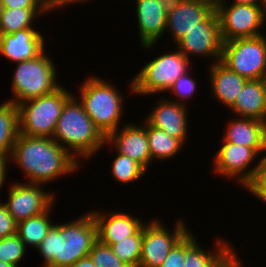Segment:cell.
<instances>
[{"instance_id": "1", "label": "cell", "mask_w": 266, "mask_h": 267, "mask_svg": "<svg viewBox=\"0 0 266 267\" xmlns=\"http://www.w3.org/2000/svg\"><path fill=\"white\" fill-rule=\"evenodd\" d=\"M10 162L25 177L26 183L48 186L60 177L75 174L82 164L53 138L18 134Z\"/></svg>"}, {"instance_id": "2", "label": "cell", "mask_w": 266, "mask_h": 267, "mask_svg": "<svg viewBox=\"0 0 266 267\" xmlns=\"http://www.w3.org/2000/svg\"><path fill=\"white\" fill-rule=\"evenodd\" d=\"M97 239V224L88 211L72 221L54 223L36 250L43 267H69L87 257Z\"/></svg>"}, {"instance_id": "3", "label": "cell", "mask_w": 266, "mask_h": 267, "mask_svg": "<svg viewBox=\"0 0 266 267\" xmlns=\"http://www.w3.org/2000/svg\"><path fill=\"white\" fill-rule=\"evenodd\" d=\"M53 139L82 164L94 158L106 142L74 95L63 107Z\"/></svg>"}, {"instance_id": "4", "label": "cell", "mask_w": 266, "mask_h": 267, "mask_svg": "<svg viewBox=\"0 0 266 267\" xmlns=\"http://www.w3.org/2000/svg\"><path fill=\"white\" fill-rule=\"evenodd\" d=\"M106 80L96 74L89 75L80 83L77 94H73L105 137L122 126L125 111L123 92Z\"/></svg>"}, {"instance_id": "5", "label": "cell", "mask_w": 266, "mask_h": 267, "mask_svg": "<svg viewBox=\"0 0 266 267\" xmlns=\"http://www.w3.org/2000/svg\"><path fill=\"white\" fill-rule=\"evenodd\" d=\"M175 49L174 52L160 54L141 66L128 83L130 94L126 96V100L131 94L149 97L152 94L166 93L177 79L193 69L191 60L176 47Z\"/></svg>"}, {"instance_id": "6", "label": "cell", "mask_w": 266, "mask_h": 267, "mask_svg": "<svg viewBox=\"0 0 266 267\" xmlns=\"http://www.w3.org/2000/svg\"><path fill=\"white\" fill-rule=\"evenodd\" d=\"M45 48L33 59L15 63L11 81L12 98L9 101L17 105L25 100L48 95L61 87L58 80L57 65ZM48 54V55H47Z\"/></svg>"}, {"instance_id": "7", "label": "cell", "mask_w": 266, "mask_h": 267, "mask_svg": "<svg viewBox=\"0 0 266 267\" xmlns=\"http://www.w3.org/2000/svg\"><path fill=\"white\" fill-rule=\"evenodd\" d=\"M72 96L73 93L62 84L53 93L17 104L19 133L53 138L63 107Z\"/></svg>"}, {"instance_id": "8", "label": "cell", "mask_w": 266, "mask_h": 267, "mask_svg": "<svg viewBox=\"0 0 266 267\" xmlns=\"http://www.w3.org/2000/svg\"><path fill=\"white\" fill-rule=\"evenodd\" d=\"M215 10L219 17L223 42L264 35L261 28L266 27V8L263 5L215 0Z\"/></svg>"}, {"instance_id": "9", "label": "cell", "mask_w": 266, "mask_h": 267, "mask_svg": "<svg viewBox=\"0 0 266 267\" xmlns=\"http://www.w3.org/2000/svg\"><path fill=\"white\" fill-rule=\"evenodd\" d=\"M265 35L223 42L220 62L248 80L266 79Z\"/></svg>"}, {"instance_id": "10", "label": "cell", "mask_w": 266, "mask_h": 267, "mask_svg": "<svg viewBox=\"0 0 266 267\" xmlns=\"http://www.w3.org/2000/svg\"><path fill=\"white\" fill-rule=\"evenodd\" d=\"M162 222L160 218H152L143 225L139 267H160L173 246L191 230L181 217L172 229Z\"/></svg>"}, {"instance_id": "11", "label": "cell", "mask_w": 266, "mask_h": 267, "mask_svg": "<svg viewBox=\"0 0 266 267\" xmlns=\"http://www.w3.org/2000/svg\"><path fill=\"white\" fill-rule=\"evenodd\" d=\"M220 145L213 155L212 172L223 179L236 180L240 187L246 188L254 179L261 156L253 148L243 145L230 142H222ZM256 160L257 164L254 163Z\"/></svg>"}, {"instance_id": "12", "label": "cell", "mask_w": 266, "mask_h": 267, "mask_svg": "<svg viewBox=\"0 0 266 267\" xmlns=\"http://www.w3.org/2000/svg\"><path fill=\"white\" fill-rule=\"evenodd\" d=\"M22 182H11L3 200L16 223L45 212L57 200L56 192L44 190L46 185Z\"/></svg>"}, {"instance_id": "13", "label": "cell", "mask_w": 266, "mask_h": 267, "mask_svg": "<svg viewBox=\"0 0 266 267\" xmlns=\"http://www.w3.org/2000/svg\"><path fill=\"white\" fill-rule=\"evenodd\" d=\"M176 48L188 59L197 56L200 59L210 58L209 64L221 60L223 41L220 33V22L214 10L199 26L186 33L176 44Z\"/></svg>"}, {"instance_id": "14", "label": "cell", "mask_w": 266, "mask_h": 267, "mask_svg": "<svg viewBox=\"0 0 266 267\" xmlns=\"http://www.w3.org/2000/svg\"><path fill=\"white\" fill-rule=\"evenodd\" d=\"M140 122L142 124H133V122L122 124L120 128L114 130L106 137L103 147H114V151L128 156L148 170L152 166L153 161L146 134V121L142 120Z\"/></svg>"}, {"instance_id": "15", "label": "cell", "mask_w": 266, "mask_h": 267, "mask_svg": "<svg viewBox=\"0 0 266 267\" xmlns=\"http://www.w3.org/2000/svg\"><path fill=\"white\" fill-rule=\"evenodd\" d=\"M135 17L140 47L145 52L153 49L161 41L166 31L167 13L160 0H134ZM162 36V37H161Z\"/></svg>"}, {"instance_id": "16", "label": "cell", "mask_w": 266, "mask_h": 267, "mask_svg": "<svg viewBox=\"0 0 266 267\" xmlns=\"http://www.w3.org/2000/svg\"><path fill=\"white\" fill-rule=\"evenodd\" d=\"M165 96V98H164ZM147 114L144 120L151 126L165 131L172 137L179 139L184 145L188 143L189 106L171 101L164 95Z\"/></svg>"}, {"instance_id": "17", "label": "cell", "mask_w": 266, "mask_h": 267, "mask_svg": "<svg viewBox=\"0 0 266 267\" xmlns=\"http://www.w3.org/2000/svg\"><path fill=\"white\" fill-rule=\"evenodd\" d=\"M215 10V0H183L167 14L166 31L175 45Z\"/></svg>"}, {"instance_id": "18", "label": "cell", "mask_w": 266, "mask_h": 267, "mask_svg": "<svg viewBox=\"0 0 266 267\" xmlns=\"http://www.w3.org/2000/svg\"><path fill=\"white\" fill-rule=\"evenodd\" d=\"M97 224V237L102 243L111 245L115 240H123L134 235L146 222L134 214L112 210H90Z\"/></svg>"}, {"instance_id": "19", "label": "cell", "mask_w": 266, "mask_h": 267, "mask_svg": "<svg viewBox=\"0 0 266 267\" xmlns=\"http://www.w3.org/2000/svg\"><path fill=\"white\" fill-rule=\"evenodd\" d=\"M196 240L190 230L185 234L184 267H224L237 254L236 249L225 238L217 236L215 247L212 246L213 249L210 247L209 250Z\"/></svg>"}, {"instance_id": "20", "label": "cell", "mask_w": 266, "mask_h": 267, "mask_svg": "<svg viewBox=\"0 0 266 267\" xmlns=\"http://www.w3.org/2000/svg\"><path fill=\"white\" fill-rule=\"evenodd\" d=\"M38 30L37 27L25 28L12 34L0 35V55L14 64L35 58L46 48L47 37Z\"/></svg>"}, {"instance_id": "21", "label": "cell", "mask_w": 266, "mask_h": 267, "mask_svg": "<svg viewBox=\"0 0 266 267\" xmlns=\"http://www.w3.org/2000/svg\"><path fill=\"white\" fill-rule=\"evenodd\" d=\"M222 142L253 148L260 156L266 153V123L245 117H232L225 124Z\"/></svg>"}, {"instance_id": "22", "label": "cell", "mask_w": 266, "mask_h": 267, "mask_svg": "<svg viewBox=\"0 0 266 267\" xmlns=\"http://www.w3.org/2000/svg\"><path fill=\"white\" fill-rule=\"evenodd\" d=\"M209 87L212 99L224 105L227 110L234 104L238 94L243 89L245 77L229 70L220 61L211 63L208 67Z\"/></svg>"}, {"instance_id": "23", "label": "cell", "mask_w": 266, "mask_h": 267, "mask_svg": "<svg viewBox=\"0 0 266 267\" xmlns=\"http://www.w3.org/2000/svg\"><path fill=\"white\" fill-rule=\"evenodd\" d=\"M228 110L232 116L253 118L266 123V79L247 80Z\"/></svg>"}, {"instance_id": "24", "label": "cell", "mask_w": 266, "mask_h": 267, "mask_svg": "<svg viewBox=\"0 0 266 267\" xmlns=\"http://www.w3.org/2000/svg\"><path fill=\"white\" fill-rule=\"evenodd\" d=\"M54 204L56 203L54 202L45 212L17 223V234L26 248L29 246L37 249L55 223L53 218L51 220Z\"/></svg>"}, {"instance_id": "25", "label": "cell", "mask_w": 266, "mask_h": 267, "mask_svg": "<svg viewBox=\"0 0 266 267\" xmlns=\"http://www.w3.org/2000/svg\"><path fill=\"white\" fill-rule=\"evenodd\" d=\"M50 12L46 8H3L0 16V35L12 34L25 28H35L39 17ZM36 21V22H35Z\"/></svg>"}, {"instance_id": "26", "label": "cell", "mask_w": 266, "mask_h": 267, "mask_svg": "<svg viewBox=\"0 0 266 267\" xmlns=\"http://www.w3.org/2000/svg\"><path fill=\"white\" fill-rule=\"evenodd\" d=\"M146 134L148 145L151 152V159L155 161H164L175 159L180 154L185 145L177 138L170 136L165 131L155 128L146 122Z\"/></svg>"}, {"instance_id": "27", "label": "cell", "mask_w": 266, "mask_h": 267, "mask_svg": "<svg viewBox=\"0 0 266 267\" xmlns=\"http://www.w3.org/2000/svg\"><path fill=\"white\" fill-rule=\"evenodd\" d=\"M19 134L18 108L9 100L0 104V155L10 156Z\"/></svg>"}, {"instance_id": "28", "label": "cell", "mask_w": 266, "mask_h": 267, "mask_svg": "<svg viewBox=\"0 0 266 267\" xmlns=\"http://www.w3.org/2000/svg\"><path fill=\"white\" fill-rule=\"evenodd\" d=\"M114 159L110 166L112 178L122 185L135 183L142 179L148 172L141 164L128 156L122 155L115 151Z\"/></svg>"}, {"instance_id": "29", "label": "cell", "mask_w": 266, "mask_h": 267, "mask_svg": "<svg viewBox=\"0 0 266 267\" xmlns=\"http://www.w3.org/2000/svg\"><path fill=\"white\" fill-rule=\"evenodd\" d=\"M143 238V226L134 234L123 240H115L110 247L120 260L129 267H139L141 258V243Z\"/></svg>"}, {"instance_id": "30", "label": "cell", "mask_w": 266, "mask_h": 267, "mask_svg": "<svg viewBox=\"0 0 266 267\" xmlns=\"http://www.w3.org/2000/svg\"><path fill=\"white\" fill-rule=\"evenodd\" d=\"M27 248L18 234L0 239V261L20 266V261L25 256Z\"/></svg>"}, {"instance_id": "31", "label": "cell", "mask_w": 266, "mask_h": 267, "mask_svg": "<svg viewBox=\"0 0 266 267\" xmlns=\"http://www.w3.org/2000/svg\"><path fill=\"white\" fill-rule=\"evenodd\" d=\"M192 71H188L184 75H182L179 79H177L168 90V92L175 95L177 99L171 97H167V99L177 102L178 104L188 106V100H192L194 98L195 92H198L197 88L198 83L197 80L192 77Z\"/></svg>"}, {"instance_id": "32", "label": "cell", "mask_w": 266, "mask_h": 267, "mask_svg": "<svg viewBox=\"0 0 266 267\" xmlns=\"http://www.w3.org/2000/svg\"><path fill=\"white\" fill-rule=\"evenodd\" d=\"M88 256L97 267H129L113 253L110 245L98 239L94 242Z\"/></svg>"}, {"instance_id": "33", "label": "cell", "mask_w": 266, "mask_h": 267, "mask_svg": "<svg viewBox=\"0 0 266 267\" xmlns=\"http://www.w3.org/2000/svg\"><path fill=\"white\" fill-rule=\"evenodd\" d=\"M245 190L266 204V153L261 156L254 179L246 186Z\"/></svg>"}, {"instance_id": "34", "label": "cell", "mask_w": 266, "mask_h": 267, "mask_svg": "<svg viewBox=\"0 0 266 267\" xmlns=\"http://www.w3.org/2000/svg\"><path fill=\"white\" fill-rule=\"evenodd\" d=\"M185 235L173 246L160 267H184Z\"/></svg>"}, {"instance_id": "35", "label": "cell", "mask_w": 266, "mask_h": 267, "mask_svg": "<svg viewBox=\"0 0 266 267\" xmlns=\"http://www.w3.org/2000/svg\"><path fill=\"white\" fill-rule=\"evenodd\" d=\"M17 233V223L8 212L3 201H0V239Z\"/></svg>"}, {"instance_id": "36", "label": "cell", "mask_w": 266, "mask_h": 267, "mask_svg": "<svg viewBox=\"0 0 266 267\" xmlns=\"http://www.w3.org/2000/svg\"><path fill=\"white\" fill-rule=\"evenodd\" d=\"M3 8H45L38 0H1Z\"/></svg>"}, {"instance_id": "37", "label": "cell", "mask_w": 266, "mask_h": 267, "mask_svg": "<svg viewBox=\"0 0 266 267\" xmlns=\"http://www.w3.org/2000/svg\"><path fill=\"white\" fill-rule=\"evenodd\" d=\"M10 165V156L0 155V192L3 189L8 178V168Z\"/></svg>"}, {"instance_id": "38", "label": "cell", "mask_w": 266, "mask_h": 267, "mask_svg": "<svg viewBox=\"0 0 266 267\" xmlns=\"http://www.w3.org/2000/svg\"><path fill=\"white\" fill-rule=\"evenodd\" d=\"M89 0H55V10L66 8L67 6L70 7V5L73 6V4H82V3H88ZM92 1V0H91Z\"/></svg>"}, {"instance_id": "39", "label": "cell", "mask_w": 266, "mask_h": 267, "mask_svg": "<svg viewBox=\"0 0 266 267\" xmlns=\"http://www.w3.org/2000/svg\"><path fill=\"white\" fill-rule=\"evenodd\" d=\"M163 3L165 12L168 14L174 10L183 0H160Z\"/></svg>"}, {"instance_id": "40", "label": "cell", "mask_w": 266, "mask_h": 267, "mask_svg": "<svg viewBox=\"0 0 266 267\" xmlns=\"http://www.w3.org/2000/svg\"><path fill=\"white\" fill-rule=\"evenodd\" d=\"M69 267H97V266L92 262L90 257L87 256L85 258L78 260L76 263H74Z\"/></svg>"}, {"instance_id": "41", "label": "cell", "mask_w": 266, "mask_h": 267, "mask_svg": "<svg viewBox=\"0 0 266 267\" xmlns=\"http://www.w3.org/2000/svg\"><path fill=\"white\" fill-rule=\"evenodd\" d=\"M243 261L240 260L239 254L237 253L224 267H245Z\"/></svg>"}, {"instance_id": "42", "label": "cell", "mask_w": 266, "mask_h": 267, "mask_svg": "<svg viewBox=\"0 0 266 267\" xmlns=\"http://www.w3.org/2000/svg\"><path fill=\"white\" fill-rule=\"evenodd\" d=\"M50 13L55 12V0H38Z\"/></svg>"}, {"instance_id": "43", "label": "cell", "mask_w": 266, "mask_h": 267, "mask_svg": "<svg viewBox=\"0 0 266 267\" xmlns=\"http://www.w3.org/2000/svg\"><path fill=\"white\" fill-rule=\"evenodd\" d=\"M233 3L237 4H253V5H261L260 0H232Z\"/></svg>"}, {"instance_id": "44", "label": "cell", "mask_w": 266, "mask_h": 267, "mask_svg": "<svg viewBox=\"0 0 266 267\" xmlns=\"http://www.w3.org/2000/svg\"><path fill=\"white\" fill-rule=\"evenodd\" d=\"M0 267H19L13 264L4 263L3 261H0Z\"/></svg>"}, {"instance_id": "45", "label": "cell", "mask_w": 266, "mask_h": 267, "mask_svg": "<svg viewBox=\"0 0 266 267\" xmlns=\"http://www.w3.org/2000/svg\"><path fill=\"white\" fill-rule=\"evenodd\" d=\"M2 11H3V5H2V1L0 0V16H1Z\"/></svg>"}, {"instance_id": "46", "label": "cell", "mask_w": 266, "mask_h": 267, "mask_svg": "<svg viewBox=\"0 0 266 267\" xmlns=\"http://www.w3.org/2000/svg\"><path fill=\"white\" fill-rule=\"evenodd\" d=\"M261 1V5H263L266 8V0H260Z\"/></svg>"}]
</instances>
